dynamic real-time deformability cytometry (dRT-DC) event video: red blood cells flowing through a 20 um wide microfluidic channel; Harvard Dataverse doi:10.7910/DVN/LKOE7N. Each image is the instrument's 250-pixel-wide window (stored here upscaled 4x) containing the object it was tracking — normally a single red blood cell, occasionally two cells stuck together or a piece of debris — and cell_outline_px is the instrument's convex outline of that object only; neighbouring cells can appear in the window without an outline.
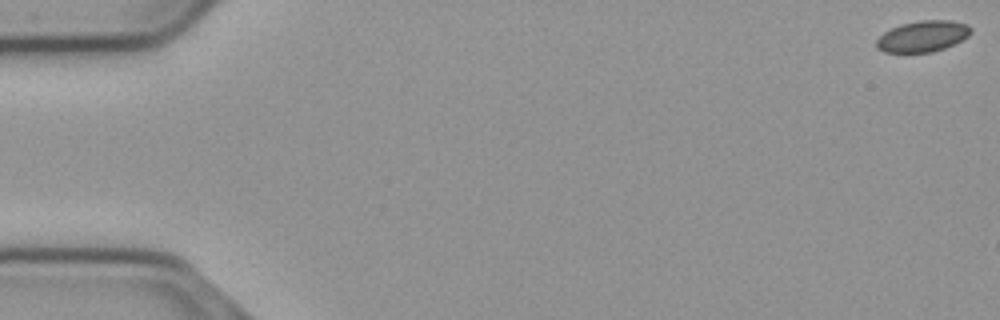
{"species": "common noctule bat (a hibernating species)", "species_latin": "Nyctalus noctula", "temperature_condition": "cold", "stored_images_in_passage": 11, "camera_frame_rate_fps": 3000, "um_per_image_px": 0.085, "animal": {"sex": "male", "body_mass_g": 23.1, "forearm_length_mm": 52.7}, "frame": {"image": 1, "passage_image": 1, "time_ms": 0.0, "image_size_px": [1000, 320], "cell_outline_px": [[972, 32], [968, 36], [944, 48], [932, 52], [884, 52], [876, 48], [876, 40], [884, 32], [900, 24], [920, 20], [948, 20], [968, 24], [972, 28]], "centroid_in_image_um": [78.42, 3.07], "position_along_channel_um": 6.6, "area_um2": 17.05}}